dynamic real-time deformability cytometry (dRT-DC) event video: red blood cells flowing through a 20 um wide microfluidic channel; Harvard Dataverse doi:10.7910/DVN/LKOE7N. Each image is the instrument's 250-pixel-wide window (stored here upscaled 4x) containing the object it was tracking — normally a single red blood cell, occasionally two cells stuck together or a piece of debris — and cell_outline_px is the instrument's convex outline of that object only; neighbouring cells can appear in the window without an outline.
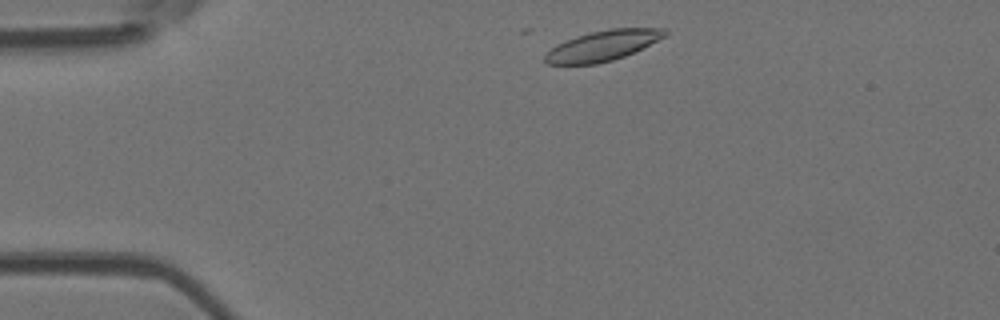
{"species": "Egyptian fruit bat (a non-hibernating species)", "species_latin": "Rousettus aegyptiacus", "temperature_condition": "room temperature", "stored_images_in_passage": 5, "camera_frame_rate_fps": 3000, "um_per_image_px": 0.085, "animal": {"sex": "female"}, "frame": {"image": 1, "passage_image": 1, "time_ms": 0.0, "image_size_px": [1000, 320], "cell_outline_px": [[668, 32], [664, 36], [624, 56], [612, 60], [596, 64], [548, 64], [544, 60], [544, 56], [556, 44], [564, 40], [576, 36], [592, 32], [612, 28], [664, 28]], "centroid_in_image_um": [51.18, 3.88], "position_along_channel_um": 33.8, "area_um2": 20.75}}
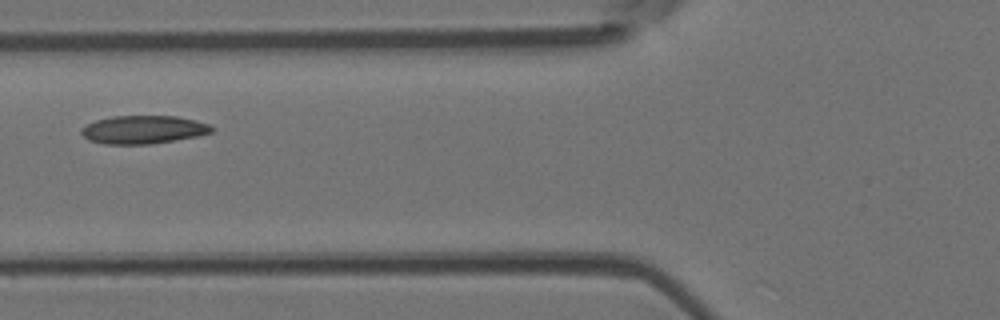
{"frame": {"image": 2, "passage_image": 4, "time_ms": 3.333, "image_size_px": [1000, 320], "cell_outline_px": [[212, 132], [196, 136], [148, 144], [104, 144], [88, 140], [80, 132], [80, 128], [96, 120], [112, 116], [176, 116], [196, 120], [208, 124], [212, 128]], "centroid_in_image_um": [12.13, 11.01], "position_along_channel_um": 113.7, "area_um2": 21.21}}
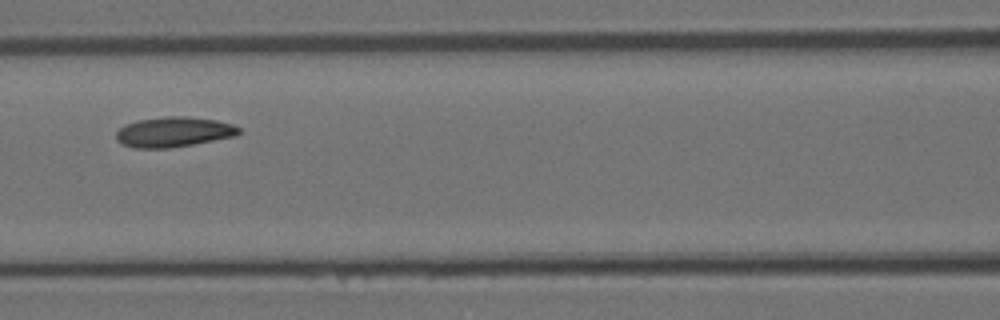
{"frame": {"image": 3, "passage_image": 5, "time_ms": 4.333, "image_size_px": [1000, 320], "cell_outline_px": [[240, 132], [236, 136], [192, 144], [168, 148], [136, 148], [120, 144], [116, 140], [116, 132], [120, 128], [136, 120], [164, 116], [184, 116], [216, 120], [232, 124], [240, 128]], "centroid_in_image_um": [14.74, 11.21], "position_along_channel_um": 151.9, "area_um2": 21.5}}